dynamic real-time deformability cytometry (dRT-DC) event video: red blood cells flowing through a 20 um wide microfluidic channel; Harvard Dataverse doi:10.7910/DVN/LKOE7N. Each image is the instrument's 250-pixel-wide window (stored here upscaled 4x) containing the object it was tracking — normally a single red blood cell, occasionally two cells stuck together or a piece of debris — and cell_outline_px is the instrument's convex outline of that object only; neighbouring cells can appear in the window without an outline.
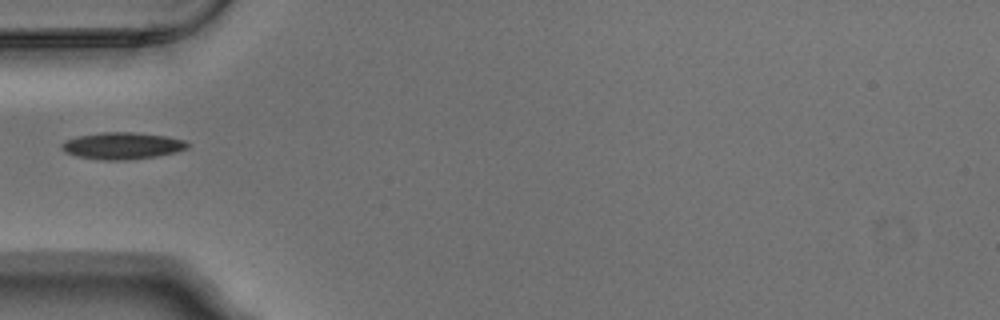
{"species": "Egyptian fruit bat (a non-hibernating species)", "species_latin": "Rousettus aegyptiacus", "temperature_condition": "warm", "stored_images_in_passage": 6, "segment_of_instrument_passage": [2, 2], "camera_frame_rate_fps": 3000, "um_per_image_px": 0.085, "animal": {"sex": "male"}, "frame": {"image": 1, "passage_image": 5, "time_ms": 1.333, "image_size_px": [1000, 320], "cell_outline_px": [[188, 148], [176, 152], [156, 156], [124, 160], [100, 160], [76, 156], [64, 152], [60, 148], [60, 144], [64, 140], [76, 136], [104, 132], [132, 132], [164, 136], [184, 140], [188, 144]], "centroid_in_image_um": [10.32, 12.39], "position_along_channel_um": 74.7, "area_um2": 19.71}}
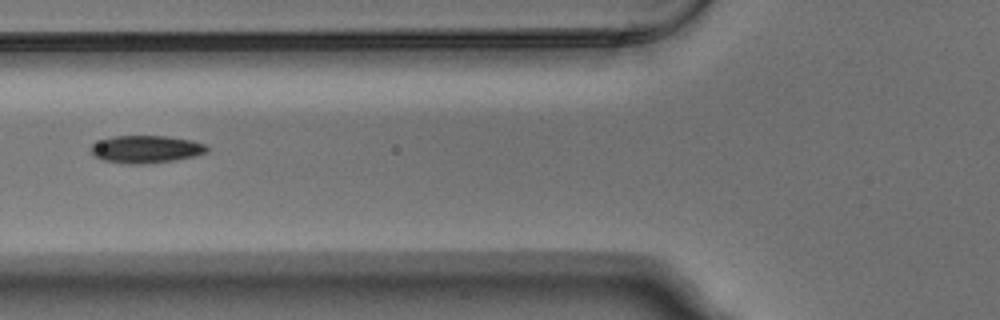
{"frame": {"image": 2, "passage_image": 6, "time_ms": 1.667, "image_size_px": [1000, 320], "cell_outline_px": [[208, 152], [192, 156], [172, 160], [140, 164], [128, 164], [104, 160], [96, 156], [88, 148], [92, 144], [100, 140], [112, 136], [164, 136], [192, 140], [208, 144]], "centroid_in_image_um": [12.41, 12.67], "position_along_channel_um": 113.4, "area_um2": 18.5}}